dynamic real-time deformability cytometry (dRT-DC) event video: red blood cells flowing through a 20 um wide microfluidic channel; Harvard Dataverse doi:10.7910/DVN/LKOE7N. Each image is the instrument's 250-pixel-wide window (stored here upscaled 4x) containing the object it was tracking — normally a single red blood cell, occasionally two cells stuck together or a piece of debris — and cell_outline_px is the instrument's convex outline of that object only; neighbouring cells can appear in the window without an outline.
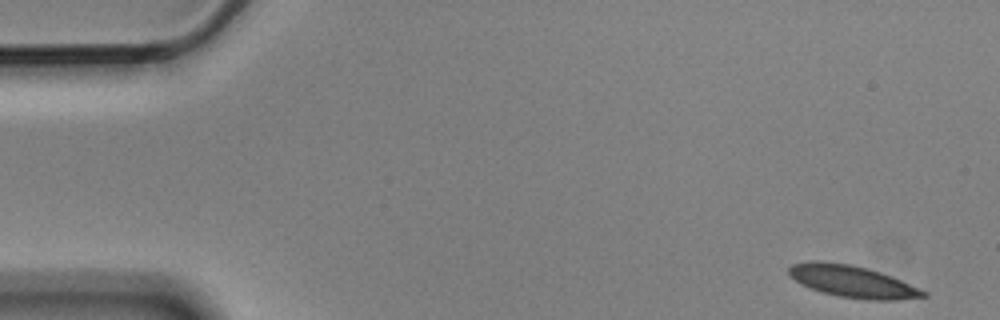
{"species": "Egyptian fruit bat (a non-hibernating species)", "species_latin": "Rousettus aegyptiacus", "temperature_condition": "cold", "stored_images_in_passage": 6, "camera_frame_rate_fps": 3000, "um_per_image_px": 0.085, "animal": {"sex": "male"}, "frame": {"image": 1, "passage_image": 1, "time_ms": 0.0, "image_size_px": [1000, 320], "cell_outline_px": [[928, 296], [896, 300], [868, 300], [836, 296], [820, 292], [788, 276], [788, 268], [792, 264], [808, 260], [820, 260], [852, 264], [868, 268], [892, 276], [928, 292]], "centroid_in_image_um": [72.44, 23.91], "position_along_channel_um": 12.6, "area_um2": 25.26}}
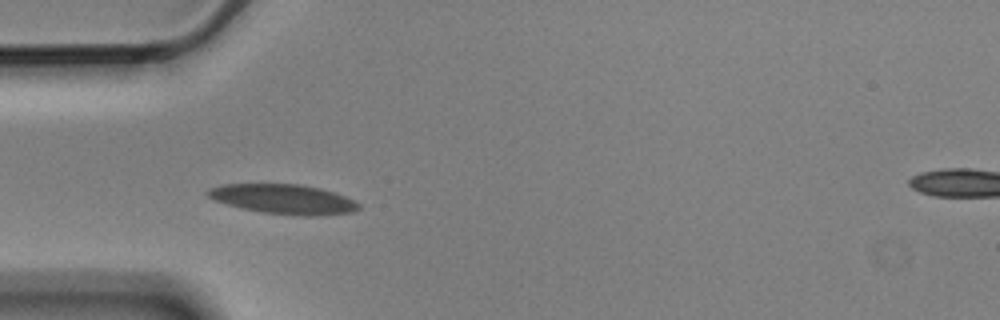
{"frame": {"image": 2, "passage_image": 5, "time_ms": 1.333, "image_size_px": [1000, 320], "cell_outline_px": [[360, 208], [352, 212], [316, 216], [304, 216], [260, 212], [228, 204], [216, 200], [208, 196], [204, 192], [208, 188], [220, 184], [300, 184], [320, 188], [344, 196], [360, 204]], "centroid_in_image_um": [24.07, 16.92], "position_along_channel_um": 60.9, "area_um2": 25.95}}
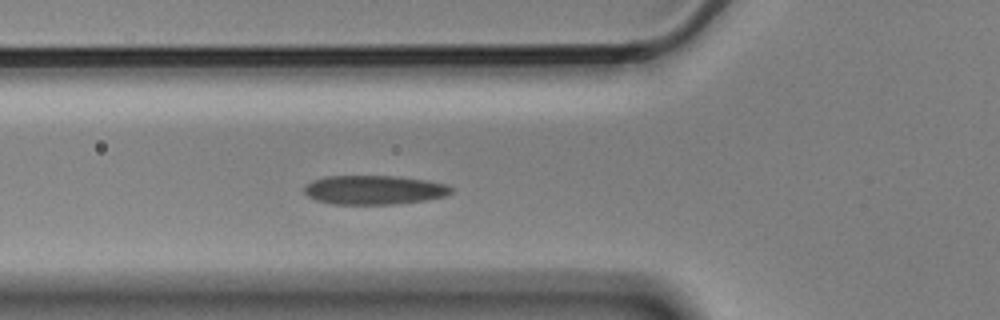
{"frame": {"image": 3, "passage_image": 6, "time_ms": 1.667, "image_size_px": [1000, 320], "cell_outline_px": [[452, 192], [444, 196], [424, 200], [396, 204], [332, 204], [316, 200], [308, 196], [304, 192], [304, 188], [312, 180], [324, 176], [400, 176], [448, 184], [452, 188]], "centroid_in_image_um": [31.79, 16.14], "position_along_channel_um": 94.0, "area_um2": 24.91}}